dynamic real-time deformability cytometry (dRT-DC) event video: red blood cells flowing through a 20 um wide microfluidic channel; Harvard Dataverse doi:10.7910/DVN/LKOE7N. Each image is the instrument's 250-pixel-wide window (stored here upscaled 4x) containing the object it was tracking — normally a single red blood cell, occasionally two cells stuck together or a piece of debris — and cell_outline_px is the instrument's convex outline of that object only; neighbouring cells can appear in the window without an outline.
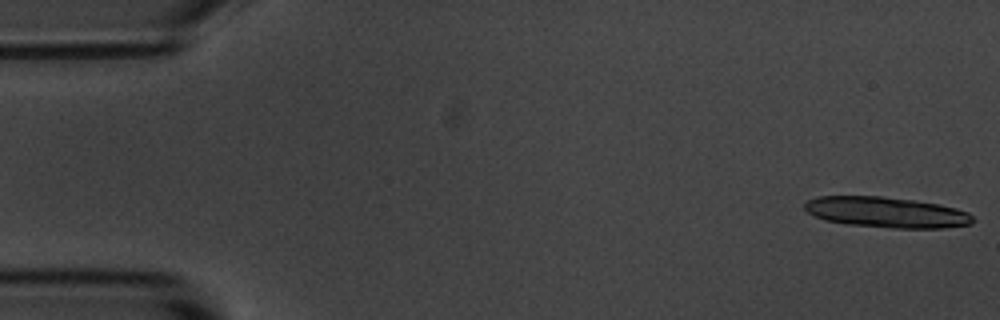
{"species": "common noctule bat (a hibernating species)", "species_latin": "Nyctalus noctula", "temperature_condition": "room temperature", "stored_images_in_passage": 14, "camera_frame_rate_fps": 3000, "um_per_image_px": 0.085, "animal": {"sex": "male", "body_mass_g": 20.1, "forearm_length_mm": 53.5}, "frame": {"image": 1, "passage_image": 1, "time_ms": 0.0, "image_size_px": [1000, 320], "cell_outline_px": [[976, 220], [972, 224], [944, 228], [892, 228], [844, 224], [824, 220], [808, 212], [804, 208], [804, 204], [808, 200], [816, 196], [880, 196], [912, 200], [940, 204], [956, 208], [968, 212]], "centroid_in_image_um": [75.36, 18.05], "position_along_channel_um": 9.6, "area_um2": 30.23}}